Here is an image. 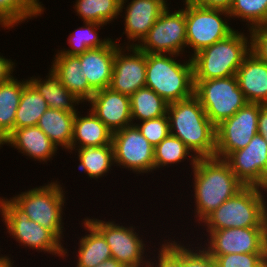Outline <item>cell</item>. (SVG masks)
I'll return each instance as SVG.
<instances>
[{
    "mask_svg": "<svg viewBox=\"0 0 267 267\" xmlns=\"http://www.w3.org/2000/svg\"><path fill=\"white\" fill-rule=\"evenodd\" d=\"M194 172L196 218L203 221L227 199L235 196L245 185L236 177L224 159L191 157Z\"/></svg>",
    "mask_w": 267,
    "mask_h": 267,
    "instance_id": "6da1fadb",
    "label": "cell"
},
{
    "mask_svg": "<svg viewBox=\"0 0 267 267\" xmlns=\"http://www.w3.org/2000/svg\"><path fill=\"white\" fill-rule=\"evenodd\" d=\"M170 134L179 138L197 158L215 157L216 126L193 95L168 105ZM175 131V132H174Z\"/></svg>",
    "mask_w": 267,
    "mask_h": 267,
    "instance_id": "7a4b0ae2",
    "label": "cell"
},
{
    "mask_svg": "<svg viewBox=\"0 0 267 267\" xmlns=\"http://www.w3.org/2000/svg\"><path fill=\"white\" fill-rule=\"evenodd\" d=\"M174 54L146 53V85L168 104L194 95L192 60L180 64Z\"/></svg>",
    "mask_w": 267,
    "mask_h": 267,
    "instance_id": "3957f363",
    "label": "cell"
},
{
    "mask_svg": "<svg viewBox=\"0 0 267 267\" xmlns=\"http://www.w3.org/2000/svg\"><path fill=\"white\" fill-rule=\"evenodd\" d=\"M251 40L234 31L227 38L192 56L194 80L235 76L243 59L251 52Z\"/></svg>",
    "mask_w": 267,
    "mask_h": 267,
    "instance_id": "277c9868",
    "label": "cell"
},
{
    "mask_svg": "<svg viewBox=\"0 0 267 267\" xmlns=\"http://www.w3.org/2000/svg\"><path fill=\"white\" fill-rule=\"evenodd\" d=\"M261 190L263 188L258 186H245L227 199L203 220L208 227L206 230L267 227V202Z\"/></svg>",
    "mask_w": 267,
    "mask_h": 267,
    "instance_id": "5b68a950",
    "label": "cell"
},
{
    "mask_svg": "<svg viewBox=\"0 0 267 267\" xmlns=\"http://www.w3.org/2000/svg\"><path fill=\"white\" fill-rule=\"evenodd\" d=\"M194 95L199 99L209 120L219 125L248 102L236 75L210 80H194Z\"/></svg>",
    "mask_w": 267,
    "mask_h": 267,
    "instance_id": "8992f818",
    "label": "cell"
},
{
    "mask_svg": "<svg viewBox=\"0 0 267 267\" xmlns=\"http://www.w3.org/2000/svg\"><path fill=\"white\" fill-rule=\"evenodd\" d=\"M30 220L49 230L60 242L62 237V206L64 191L57 182L22 192L12 199Z\"/></svg>",
    "mask_w": 267,
    "mask_h": 267,
    "instance_id": "52a82bcc",
    "label": "cell"
},
{
    "mask_svg": "<svg viewBox=\"0 0 267 267\" xmlns=\"http://www.w3.org/2000/svg\"><path fill=\"white\" fill-rule=\"evenodd\" d=\"M0 213L10 235L26 247L64 257L67 254L61 242L47 229L29 219V216L10 198H0Z\"/></svg>",
    "mask_w": 267,
    "mask_h": 267,
    "instance_id": "ba28073f",
    "label": "cell"
},
{
    "mask_svg": "<svg viewBox=\"0 0 267 267\" xmlns=\"http://www.w3.org/2000/svg\"><path fill=\"white\" fill-rule=\"evenodd\" d=\"M186 40L187 46L194 50V54L214 43L227 38L233 30L220 17L229 16L228 11L222 9L203 8L195 4H185Z\"/></svg>",
    "mask_w": 267,
    "mask_h": 267,
    "instance_id": "9c48e42d",
    "label": "cell"
},
{
    "mask_svg": "<svg viewBox=\"0 0 267 267\" xmlns=\"http://www.w3.org/2000/svg\"><path fill=\"white\" fill-rule=\"evenodd\" d=\"M260 103H247L233 116L216 126L215 157L225 159L245 148L258 133Z\"/></svg>",
    "mask_w": 267,
    "mask_h": 267,
    "instance_id": "30bf717a",
    "label": "cell"
},
{
    "mask_svg": "<svg viewBox=\"0 0 267 267\" xmlns=\"http://www.w3.org/2000/svg\"><path fill=\"white\" fill-rule=\"evenodd\" d=\"M129 46H137L145 53L178 56L187 46L185 8L170 13L167 7L153 24L142 43Z\"/></svg>",
    "mask_w": 267,
    "mask_h": 267,
    "instance_id": "8fae6325",
    "label": "cell"
},
{
    "mask_svg": "<svg viewBox=\"0 0 267 267\" xmlns=\"http://www.w3.org/2000/svg\"><path fill=\"white\" fill-rule=\"evenodd\" d=\"M114 162L138 173L154 170V151L135 124L113 132Z\"/></svg>",
    "mask_w": 267,
    "mask_h": 267,
    "instance_id": "7c38bea8",
    "label": "cell"
},
{
    "mask_svg": "<svg viewBox=\"0 0 267 267\" xmlns=\"http://www.w3.org/2000/svg\"><path fill=\"white\" fill-rule=\"evenodd\" d=\"M210 241L205 250L210 255L232 253H267V227L207 230Z\"/></svg>",
    "mask_w": 267,
    "mask_h": 267,
    "instance_id": "4fadbf2b",
    "label": "cell"
},
{
    "mask_svg": "<svg viewBox=\"0 0 267 267\" xmlns=\"http://www.w3.org/2000/svg\"><path fill=\"white\" fill-rule=\"evenodd\" d=\"M87 220L104 236L110 247L112 258L124 267H148L149 261H143L145 244L132 227H124L114 222H105L98 219ZM146 264H145V263Z\"/></svg>",
    "mask_w": 267,
    "mask_h": 267,
    "instance_id": "5bb4252c",
    "label": "cell"
},
{
    "mask_svg": "<svg viewBox=\"0 0 267 267\" xmlns=\"http://www.w3.org/2000/svg\"><path fill=\"white\" fill-rule=\"evenodd\" d=\"M245 186L263 188L267 181V142L257 133L243 149L224 159Z\"/></svg>",
    "mask_w": 267,
    "mask_h": 267,
    "instance_id": "9a60e30c",
    "label": "cell"
},
{
    "mask_svg": "<svg viewBox=\"0 0 267 267\" xmlns=\"http://www.w3.org/2000/svg\"><path fill=\"white\" fill-rule=\"evenodd\" d=\"M129 55H124L120 46L116 49L113 73L109 88L121 94L131 96L146 85V53L137 46L127 47Z\"/></svg>",
    "mask_w": 267,
    "mask_h": 267,
    "instance_id": "2e32d148",
    "label": "cell"
},
{
    "mask_svg": "<svg viewBox=\"0 0 267 267\" xmlns=\"http://www.w3.org/2000/svg\"><path fill=\"white\" fill-rule=\"evenodd\" d=\"M88 102L92 112L112 132L131 125L130 96L105 88L96 91Z\"/></svg>",
    "mask_w": 267,
    "mask_h": 267,
    "instance_id": "e0dca14e",
    "label": "cell"
},
{
    "mask_svg": "<svg viewBox=\"0 0 267 267\" xmlns=\"http://www.w3.org/2000/svg\"><path fill=\"white\" fill-rule=\"evenodd\" d=\"M118 46L111 40L104 47L87 49L77 55L88 84L95 92L109 88Z\"/></svg>",
    "mask_w": 267,
    "mask_h": 267,
    "instance_id": "ac0fdd59",
    "label": "cell"
},
{
    "mask_svg": "<svg viewBox=\"0 0 267 267\" xmlns=\"http://www.w3.org/2000/svg\"><path fill=\"white\" fill-rule=\"evenodd\" d=\"M125 33L130 40H142L166 10V0H132L126 7Z\"/></svg>",
    "mask_w": 267,
    "mask_h": 267,
    "instance_id": "d6986e66",
    "label": "cell"
},
{
    "mask_svg": "<svg viewBox=\"0 0 267 267\" xmlns=\"http://www.w3.org/2000/svg\"><path fill=\"white\" fill-rule=\"evenodd\" d=\"M238 84L248 103L267 104V63L250 52L236 73Z\"/></svg>",
    "mask_w": 267,
    "mask_h": 267,
    "instance_id": "ffe728a7",
    "label": "cell"
},
{
    "mask_svg": "<svg viewBox=\"0 0 267 267\" xmlns=\"http://www.w3.org/2000/svg\"><path fill=\"white\" fill-rule=\"evenodd\" d=\"M7 143L40 162L50 160L58 149L38 126L14 129L1 145Z\"/></svg>",
    "mask_w": 267,
    "mask_h": 267,
    "instance_id": "44dd1931",
    "label": "cell"
},
{
    "mask_svg": "<svg viewBox=\"0 0 267 267\" xmlns=\"http://www.w3.org/2000/svg\"><path fill=\"white\" fill-rule=\"evenodd\" d=\"M55 56L51 68L60 82L82 102L89 101L95 91L88 84L80 59L60 52Z\"/></svg>",
    "mask_w": 267,
    "mask_h": 267,
    "instance_id": "7402d4cb",
    "label": "cell"
},
{
    "mask_svg": "<svg viewBox=\"0 0 267 267\" xmlns=\"http://www.w3.org/2000/svg\"><path fill=\"white\" fill-rule=\"evenodd\" d=\"M86 117H79L76 112L73 122V137L70 150L98 147L112 144L113 132L90 109ZM78 141V142H77Z\"/></svg>",
    "mask_w": 267,
    "mask_h": 267,
    "instance_id": "603a6c76",
    "label": "cell"
},
{
    "mask_svg": "<svg viewBox=\"0 0 267 267\" xmlns=\"http://www.w3.org/2000/svg\"><path fill=\"white\" fill-rule=\"evenodd\" d=\"M41 80L32 77L28 82L41 94L49 108L72 113L77 112L74 106L81 100L60 82L59 77L51 68L46 81Z\"/></svg>",
    "mask_w": 267,
    "mask_h": 267,
    "instance_id": "cb8c5ba5",
    "label": "cell"
},
{
    "mask_svg": "<svg viewBox=\"0 0 267 267\" xmlns=\"http://www.w3.org/2000/svg\"><path fill=\"white\" fill-rule=\"evenodd\" d=\"M76 113L48 108L38 120V126L56 146L71 148L73 122Z\"/></svg>",
    "mask_w": 267,
    "mask_h": 267,
    "instance_id": "d4e9b609",
    "label": "cell"
},
{
    "mask_svg": "<svg viewBox=\"0 0 267 267\" xmlns=\"http://www.w3.org/2000/svg\"><path fill=\"white\" fill-rule=\"evenodd\" d=\"M27 81H18L14 77L0 83V146L14 131L15 114L21 94Z\"/></svg>",
    "mask_w": 267,
    "mask_h": 267,
    "instance_id": "484cf974",
    "label": "cell"
},
{
    "mask_svg": "<svg viewBox=\"0 0 267 267\" xmlns=\"http://www.w3.org/2000/svg\"><path fill=\"white\" fill-rule=\"evenodd\" d=\"M84 221L90 234L80 239L77 267H96L112 258L111 250L104 236L87 219Z\"/></svg>",
    "mask_w": 267,
    "mask_h": 267,
    "instance_id": "4316f807",
    "label": "cell"
},
{
    "mask_svg": "<svg viewBox=\"0 0 267 267\" xmlns=\"http://www.w3.org/2000/svg\"><path fill=\"white\" fill-rule=\"evenodd\" d=\"M48 108L41 94L27 82L24 85L19 106L15 114L14 129L36 126L38 120Z\"/></svg>",
    "mask_w": 267,
    "mask_h": 267,
    "instance_id": "83f0119b",
    "label": "cell"
},
{
    "mask_svg": "<svg viewBox=\"0 0 267 267\" xmlns=\"http://www.w3.org/2000/svg\"><path fill=\"white\" fill-rule=\"evenodd\" d=\"M168 103L150 88L138 89L130 96L131 118L140 121L167 115Z\"/></svg>",
    "mask_w": 267,
    "mask_h": 267,
    "instance_id": "f1b7e54d",
    "label": "cell"
},
{
    "mask_svg": "<svg viewBox=\"0 0 267 267\" xmlns=\"http://www.w3.org/2000/svg\"><path fill=\"white\" fill-rule=\"evenodd\" d=\"M79 169L86 172L90 178H99L107 173L114 163L113 145L77 148Z\"/></svg>",
    "mask_w": 267,
    "mask_h": 267,
    "instance_id": "f546056e",
    "label": "cell"
},
{
    "mask_svg": "<svg viewBox=\"0 0 267 267\" xmlns=\"http://www.w3.org/2000/svg\"><path fill=\"white\" fill-rule=\"evenodd\" d=\"M75 9L84 22L109 23L121 12L120 0H77Z\"/></svg>",
    "mask_w": 267,
    "mask_h": 267,
    "instance_id": "4dcf8cb0",
    "label": "cell"
},
{
    "mask_svg": "<svg viewBox=\"0 0 267 267\" xmlns=\"http://www.w3.org/2000/svg\"><path fill=\"white\" fill-rule=\"evenodd\" d=\"M40 3L39 0H0V20L11 28L41 14L44 7Z\"/></svg>",
    "mask_w": 267,
    "mask_h": 267,
    "instance_id": "1f68e13d",
    "label": "cell"
},
{
    "mask_svg": "<svg viewBox=\"0 0 267 267\" xmlns=\"http://www.w3.org/2000/svg\"><path fill=\"white\" fill-rule=\"evenodd\" d=\"M101 26L104 25L95 22H85L84 28L82 27L75 30L73 32L74 35H69L68 43L72 49H68L67 51L65 49L63 51L60 50V53L70 56H77L85 52L87 49L106 46L111 39L108 38L105 40H100L96 31L99 30V27Z\"/></svg>",
    "mask_w": 267,
    "mask_h": 267,
    "instance_id": "d6a6232c",
    "label": "cell"
},
{
    "mask_svg": "<svg viewBox=\"0 0 267 267\" xmlns=\"http://www.w3.org/2000/svg\"><path fill=\"white\" fill-rule=\"evenodd\" d=\"M189 151L191 152L179 138L169 134L155 147L154 169L181 162L187 156H192Z\"/></svg>",
    "mask_w": 267,
    "mask_h": 267,
    "instance_id": "836d02e7",
    "label": "cell"
},
{
    "mask_svg": "<svg viewBox=\"0 0 267 267\" xmlns=\"http://www.w3.org/2000/svg\"><path fill=\"white\" fill-rule=\"evenodd\" d=\"M229 17H241L250 23V28L267 23V0H233Z\"/></svg>",
    "mask_w": 267,
    "mask_h": 267,
    "instance_id": "e575fe53",
    "label": "cell"
},
{
    "mask_svg": "<svg viewBox=\"0 0 267 267\" xmlns=\"http://www.w3.org/2000/svg\"><path fill=\"white\" fill-rule=\"evenodd\" d=\"M216 267H266L267 253L211 255Z\"/></svg>",
    "mask_w": 267,
    "mask_h": 267,
    "instance_id": "d590c367",
    "label": "cell"
},
{
    "mask_svg": "<svg viewBox=\"0 0 267 267\" xmlns=\"http://www.w3.org/2000/svg\"><path fill=\"white\" fill-rule=\"evenodd\" d=\"M137 124L140 133L156 147L163 139L170 134L169 119L167 115L141 121Z\"/></svg>",
    "mask_w": 267,
    "mask_h": 267,
    "instance_id": "8d00e7d4",
    "label": "cell"
},
{
    "mask_svg": "<svg viewBox=\"0 0 267 267\" xmlns=\"http://www.w3.org/2000/svg\"><path fill=\"white\" fill-rule=\"evenodd\" d=\"M172 242L162 244L158 263H156L157 267H182V246L175 241ZM148 267H154V263L150 261Z\"/></svg>",
    "mask_w": 267,
    "mask_h": 267,
    "instance_id": "74e56055",
    "label": "cell"
},
{
    "mask_svg": "<svg viewBox=\"0 0 267 267\" xmlns=\"http://www.w3.org/2000/svg\"><path fill=\"white\" fill-rule=\"evenodd\" d=\"M183 246L184 245H182V267H216L214 258L205 249H199L194 252Z\"/></svg>",
    "mask_w": 267,
    "mask_h": 267,
    "instance_id": "f35d334b",
    "label": "cell"
},
{
    "mask_svg": "<svg viewBox=\"0 0 267 267\" xmlns=\"http://www.w3.org/2000/svg\"><path fill=\"white\" fill-rule=\"evenodd\" d=\"M250 31L251 52L267 63V23L255 26Z\"/></svg>",
    "mask_w": 267,
    "mask_h": 267,
    "instance_id": "ab89813d",
    "label": "cell"
},
{
    "mask_svg": "<svg viewBox=\"0 0 267 267\" xmlns=\"http://www.w3.org/2000/svg\"><path fill=\"white\" fill-rule=\"evenodd\" d=\"M233 0H196L193 4L203 8L222 9L229 11Z\"/></svg>",
    "mask_w": 267,
    "mask_h": 267,
    "instance_id": "60d3db41",
    "label": "cell"
},
{
    "mask_svg": "<svg viewBox=\"0 0 267 267\" xmlns=\"http://www.w3.org/2000/svg\"><path fill=\"white\" fill-rule=\"evenodd\" d=\"M12 60H8L0 56V83L10 80L13 76L11 75L13 72L14 63Z\"/></svg>",
    "mask_w": 267,
    "mask_h": 267,
    "instance_id": "b9f144b4",
    "label": "cell"
},
{
    "mask_svg": "<svg viewBox=\"0 0 267 267\" xmlns=\"http://www.w3.org/2000/svg\"><path fill=\"white\" fill-rule=\"evenodd\" d=\"M258 133L267 142V104H260V111L258 117Z\"/></svg>",
    "mask_w": 267,
    "mask_h": 267,
    "instance_id": "7bdbcfd3",
    "label": "cell"
},
{
    "mask_svg": "<svg viewBox=\"0 0 267 267\" xmlns=\"http://www.w3.org/2000/svg\"><path fill=\"white\" fill-rule=\"evenodd\" d=\"M96 267H124L121 263H119L116 259L110 258L100 263Z\"/></svg>",
    "mask_w": 267,
    "mask_h": 267,
    "instance_id": "ee69618b",
    "label": "cell"
},
{
    "mask_svg": "<svg viewBox=\"0 0 267 267\" xmlns=\"http://www.w3.org/2000/svg\"><path fill=\"white\" fill-rule=\"evenodd\" d=\"M9 259L8 256H0V267H12L13 263H11V260Z\"/></svg>",
    "mask_w": 267,
    "mask_h": 267,
    "instance_id": "f6af8a7d",
    "label": "cell"
},
{
    "mask_svg": "<svg viewBox=\"0 0 267 267\" xmlns=\"http://www.w3.org/2000/svg\"><path fill=\"white\" fill-rule=\"evenodd\" d=\"M196 0H185V4H193Z\"/></svg>",
    "mask_w": 267,
    "mask_h": 267,
    "instance_id": "bcb514c9",
    "label": "cell"
},
{
    "mask_svg": "<svg viewBox=\"0 0 267 267\" xmlns=\"http://www.w3.org/2000/svg\"><path fill=\"white\" fill-rule=\"evenodd\" d=\"M120 1H121V12H122V8H124L123 6L126 0H120Z\"/></svg>",
    "mask_w": 267,
    "mask_h": 267,
    "instance_id": "7dc6e473",
    "label": "cell"
},
{
    "mask_svg": "<svg viewBox=\"0 0 267 267\" xmlns=\"http://www.w3.org/2000/svg\"><path fill=\"white\" fill-rule=\"evenodd\" d=\"M0 25H2V27H7L1 20H0Z\"/></svg>",
    "mask_w": 267,
    "mask_h": 267,
    "instance_id": "c3c4849f",
    "label": "cell"
},
{
    "mask_svg": "<svg viewBox=\"0 0 267 267\" xmlns=\"http://www.w3.org/2000/svg\"><path fill=\"white\" fill-rule=\"evenodd\" d=\"M263 190L265 191H267V181H266V183H265V186L263 187Z\"/></svg>",
    "mask_w": 267,
    "mask_h": 267,
    "instance_id": "681fc988",
    "label": "cell"
}]
</instances>
